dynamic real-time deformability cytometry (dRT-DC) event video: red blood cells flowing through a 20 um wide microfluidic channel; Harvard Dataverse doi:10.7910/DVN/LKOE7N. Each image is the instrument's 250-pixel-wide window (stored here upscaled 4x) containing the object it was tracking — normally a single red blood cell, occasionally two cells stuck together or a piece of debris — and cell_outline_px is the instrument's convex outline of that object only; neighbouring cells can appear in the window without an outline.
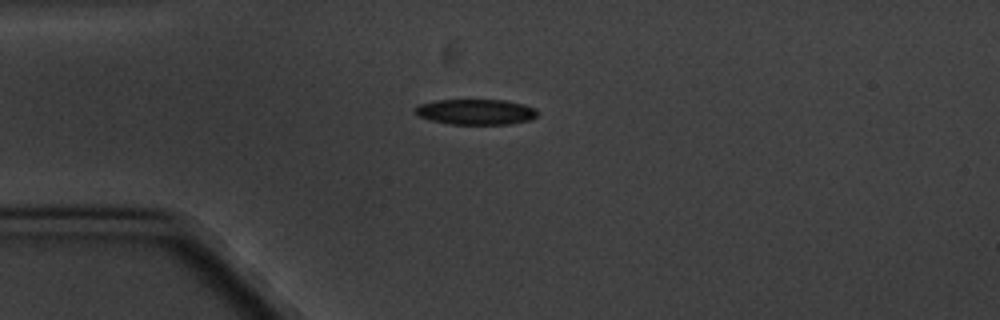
{"species": "common noctule bat (a hibernating species)", "species_latin": "Nyctalus noctula", "temperature_condition": "cold", "stored_images_in_passage": 9, "camera_frame_rate_fps": 3000, "um_per_image_px": 0.085, "animal": {"sex": "male", "body_mass_g": 20.1, "forearm_length_mm": 53.5}, "frame": {"image": 1, "passage_image": 3, "time_ms": 3.333, "image_size_px": [1000, 320], "cell_outline_px": [[536, 116], [528, 120], [508, 124], [448, 124], [428, 120], [416, 116], [412, 112], [412, 108], [420, 104], [436, 100], [504, 100], [524, 104], [536, 108]], "centroid_in_image_um": [40.34, 9.51], "position_along_channel_um": 44.7, "area_um2": 18.38}}
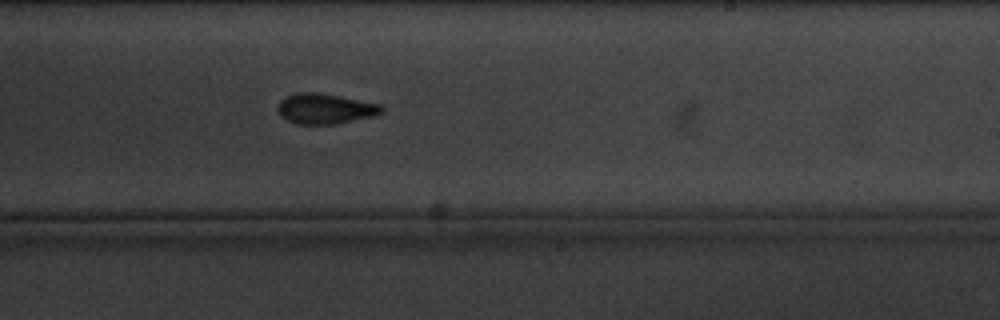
{"frame": {"image": 2, "passage_image": 9, "time_ms": 10.333, "image_size_px": [1000, 320], "cell_outline_px": [[384, 112], [376, 116], [336, 124], [296, 124], [280, 116], [276, 108], [280, 100], [296, 92], [320, 92], [384, 104]], "centroid_in_image_um": [27.69, 9.23], "position_along_channel_um": 261.3, "area_um2": 18.84}}